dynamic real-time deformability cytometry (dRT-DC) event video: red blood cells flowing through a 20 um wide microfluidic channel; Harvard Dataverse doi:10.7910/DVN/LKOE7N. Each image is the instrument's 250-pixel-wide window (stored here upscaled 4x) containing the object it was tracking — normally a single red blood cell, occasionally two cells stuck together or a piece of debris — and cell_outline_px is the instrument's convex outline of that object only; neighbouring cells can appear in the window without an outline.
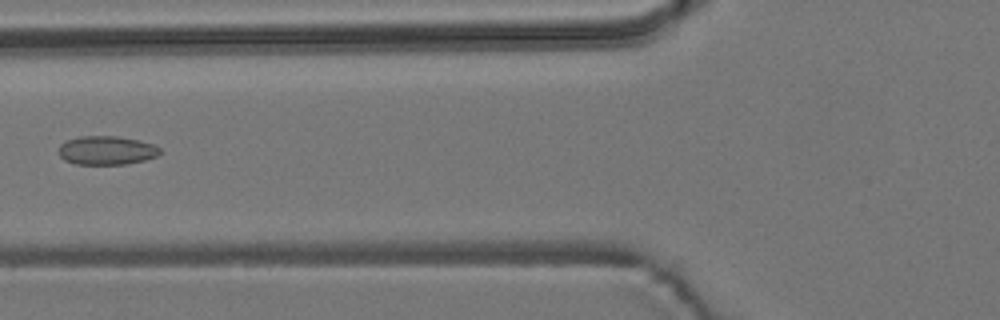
{"species": "common noctule bat (a hibernating species)", "species_latin": "Nyctalus noctula", "temperature_condition": "room temperature", "stored_images_in_passage": 8, "camera_frame_rate_fps": 3000, "um_per_image_px": 0.085, "animal": {"sex": "male", "body_mass_g": 19.2, "forearm_length_mm": 51.8}, "frame": {"image": 1, "passage_image": 7, "time_ms": 8.333, "image_size_px": [1000, 320], "cell_outline_px": [[160, 152], [156, 156], [144, 160], [128, 164], [76, 164], [64, 160], [60, 156], [60, 144], [68, 140], [80, 136], [116, 136], [140, 140], [152, 144], [160, 148]], "centroid_in_image_um": [9.06, 12.78], "position_along_channel_um": 116.7, "area_um2": 16.88}}
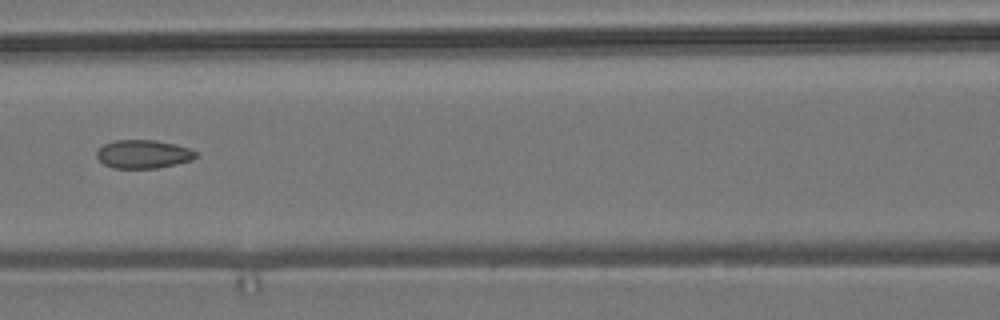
{"frame": {"image": 2, "passage_image": 8, "time_ms": 9.333, "image_size_px": [1000, 320], "cell_outline_px": [[196, 156], [192, 160], [176, 164], [156, 168], [112, 168], [104, 164], [96, 156], [96, 152], [104, 144], [112, 140], [156, 140], [176, 144], [188, 148], [196, 152]], "centroid_in_image_um": [12.16, 13.09], "position_along_channel_um": 154.4, "area_um2": 16.42}}